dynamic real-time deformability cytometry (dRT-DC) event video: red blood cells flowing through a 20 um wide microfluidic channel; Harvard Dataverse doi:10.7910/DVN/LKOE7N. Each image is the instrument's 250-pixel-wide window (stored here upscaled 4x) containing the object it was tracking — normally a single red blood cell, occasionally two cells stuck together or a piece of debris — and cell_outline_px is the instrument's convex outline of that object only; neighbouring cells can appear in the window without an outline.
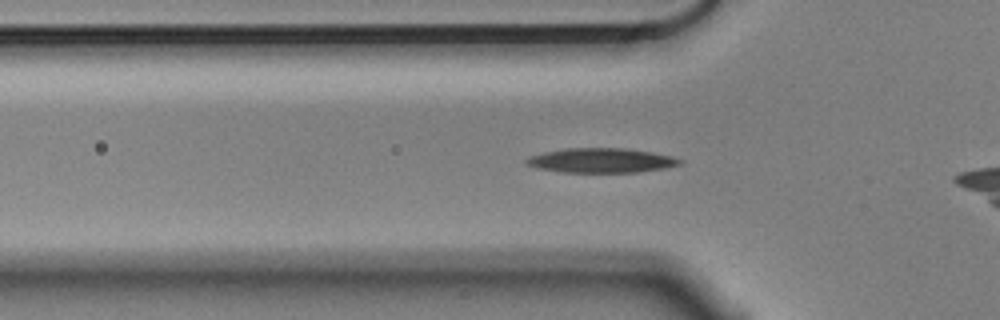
{"species": "Egyptian fruit bat (a non-hibernating species)", "species_latin": "Rousettus aegyptiacus", "temperature_condition": "cold", "stored_images_in_passage": 12, "camera_frame_rate_fps": 3000, "um_per_image_px": 0.085, "animal": {"sex": "male"}, "frame": {"image": 1, "passage_image": 9, "time_ms": 2.667, "image_size_px": [1000, 320], "cell_outline_px": [[684, 160], [680, 164], [664, 168], [640, 172], [564, 172], [536, 168], [524, 164], [524, 160], [528, 156], [544, 152], [564, 148], [628, 148], [652, 152], [672, 156]], "centroid_in_image_um": [51.07, 13.63], "position_along_channel_um": 74.7, "area_um2": 22.14}}